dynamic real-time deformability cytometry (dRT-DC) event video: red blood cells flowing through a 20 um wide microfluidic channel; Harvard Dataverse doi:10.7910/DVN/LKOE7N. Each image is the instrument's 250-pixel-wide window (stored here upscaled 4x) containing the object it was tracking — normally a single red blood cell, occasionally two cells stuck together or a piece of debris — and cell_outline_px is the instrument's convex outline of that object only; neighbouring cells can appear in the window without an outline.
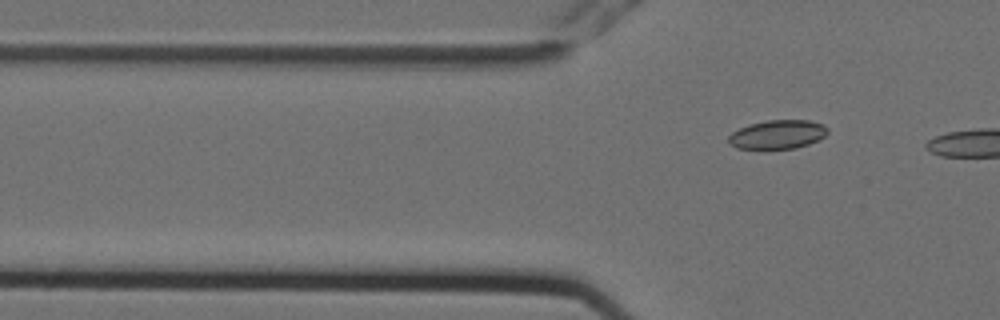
{"species": "Egyptian fruit bat (a non-hibernating species)", "species_latin": "Rousettus aegyptiacus", "temperature_condition": "cold", "stored_images_in_passage": 3, "camera_frame_rate_fps": 3000, "um_per_image_px": 0.085, "animal": {"sex": "female"}, "frame": {"image": 1, "passage_image": 3, "time_ms": 0.667, "image_size_px": [1000, 320], "cell_outline_px": [[828, 132], [820, 140], [796, 148], [764, 152], [736, 148], [728, 140], [728, 136], [732, 132], [748, 124], [768, 120], [808, 120], [824, 124], [828, 128]], "centroid_in_image_um": [66.08, 11.48], "position_along_channel_um": 59.7, "area_um2": 17.46}}